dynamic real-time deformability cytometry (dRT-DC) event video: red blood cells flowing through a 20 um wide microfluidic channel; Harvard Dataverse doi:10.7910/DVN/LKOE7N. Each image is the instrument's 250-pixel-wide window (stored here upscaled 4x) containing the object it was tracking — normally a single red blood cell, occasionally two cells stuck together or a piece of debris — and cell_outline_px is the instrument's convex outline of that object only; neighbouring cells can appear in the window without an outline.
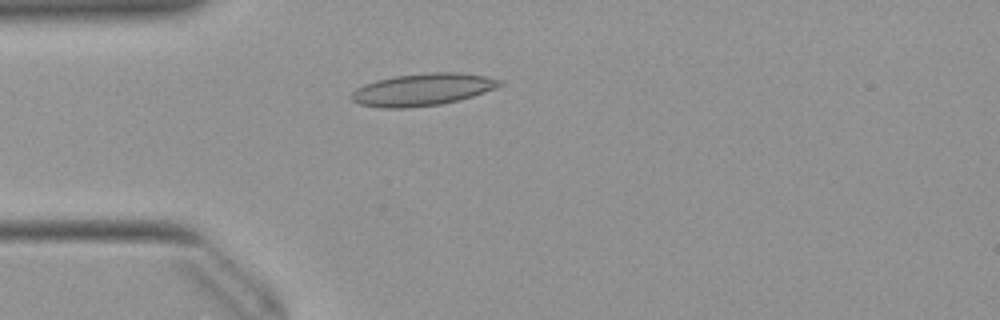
{"species": "Egyptian fruit bat (a non-hibernating species)", "species_latin": "Rousettus aegyptiacus", "temperature_condition": "warm", "stored_images_in_passage": 45, "camera_frame_rate_fps": 3000, "um_per_image_px": 0.085, "animal": {"sex": "female"}, "frame": {"image": 1, "passage_image": 8, "time_ms": 2.333, "image_size_px": [1000, 320], "cell_outline_px": [[504, 84], [496, 88], [460, 100], [440, 104], [404, 108], [380, 108], [360, 104], [352, 100], [352, 92], [356, 88], [364, 84], [376, 80], [392, 76], [428, 72], [460, 72], [484, 76], [504, 80]], "centroid_in_image_um": [35.93, 7.6], "position_along_channel_um": 49.1, "area_um2": 27.98}}
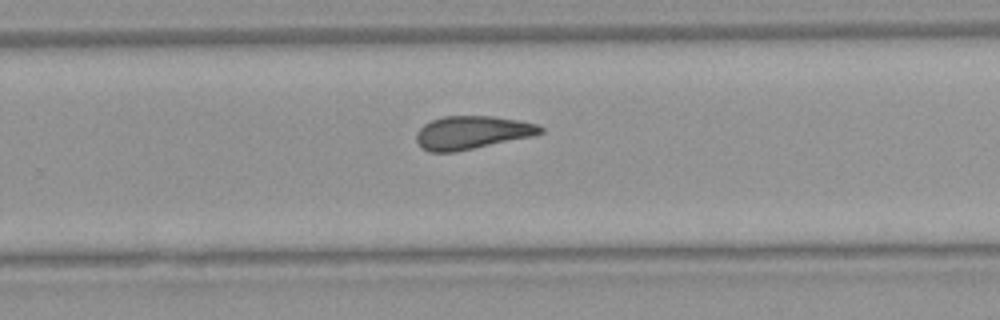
{"frame": {"image": 2, "passage_image": 27, "time_ms": 8.667, "image_size_px": [1000, 320], "cell_outline_px": [[544, 132], [532, 136], [456, 152], [428, 152], [420, 148], [416, 140], [416, 132], [424, 124], [432, 120], [444, 116], [492, 116], [520, 120], [536, 124], [544, 128]], "centroid_in_image_um": [40.09, 11.27], "position_along_channel_um": 289.7, "area_um2": 24.1}}
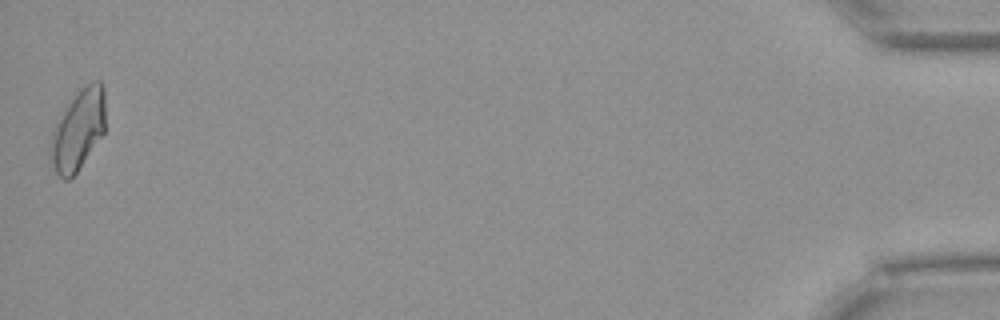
{"frame": {"image": 3, "passage_image": 45, "time_ms": 14.667, "image_size_px": [1000, 320], "cell_outline_px": [[104, 132], [76, 172], [68, 180], [64, 180], [56, 172], [52, 160], [52, 132], [56, 120], [76, 92], [80, 88], [92, 80], [100, 80], [104, 84]], "centroid_in_image_um": [6.66, 10.96], "position_along_channel_um": 428.5, "area_um2": 25.26}, "authors_computed_cell_mechanics": {"area_um2": 24.4494, "velocity_mm_per_s": 3.9729, "shape_relaxation_time_tau1_ms": null, "shape_relaxation_time_tau2_ms": 2.9812, "deformation_change_tau1": null, "deformation_change_tau2": 0.1106}}